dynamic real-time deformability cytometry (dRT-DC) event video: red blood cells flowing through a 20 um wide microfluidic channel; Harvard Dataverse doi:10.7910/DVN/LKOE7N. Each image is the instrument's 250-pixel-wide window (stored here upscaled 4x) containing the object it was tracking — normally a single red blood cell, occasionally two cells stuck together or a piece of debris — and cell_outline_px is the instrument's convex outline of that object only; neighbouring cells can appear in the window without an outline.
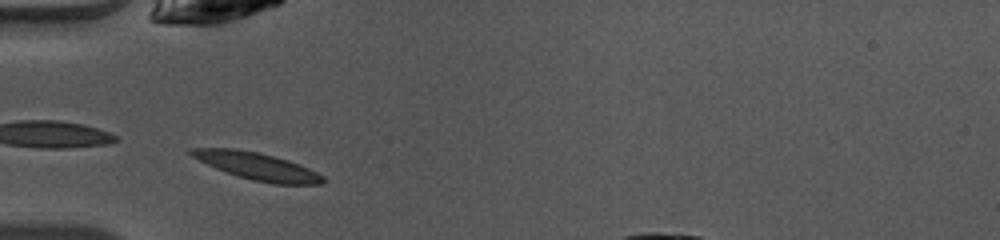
{"species": "common noctule bat (a hibernating species)", "species_latin": "Nyctalus noctula", "temperature_condition": "warm", "stored_images_in_passage": 30, "camera_frame_rate_fps": 3000, "um_per_image_px": 0.085, "animal": {"sex": "female", "body_mass_g": 10.0, "forearm_length_mm": 53.1}, "frame": {"image": 1, "passage_image": 2, "time_ms": 0.333, "image_size_px": [1000, 240], "cell_outline_px": [[324, 180], [320, 184], [276, 184], [252, 180], [216, 168], [192, 156], [188, 152], [188, 148], [232, 148], [260, 152], [288, 160], [308, 168], [324, 176]], "centroid_in_image_um": [21.86, 14.11], "position_along_channel_um": 63.1, "area_um2": 20.58}}
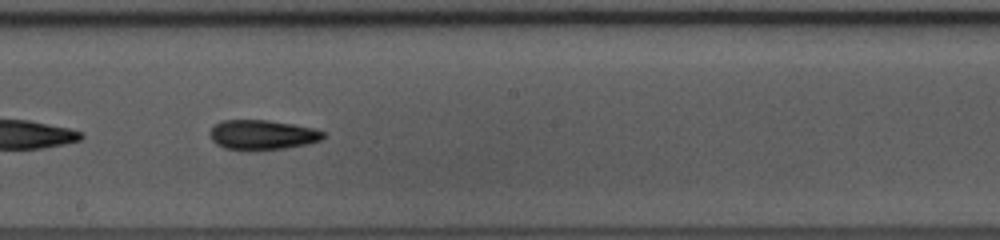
{"frame": {"image": 2, "passage_image": 14, "time_ms": 4.333, "image_size_px": [1000, 240], "cell_outline_px": [[324, 136], [320, 140], [308, 144], [288, 148], [256, 152], [248, 152], [224, 148], [216, 144], [212, 140], [208, 132], [216, 124], [224, 120], [268, 120], [292, 124], [312, 128], [324, 132]], "centroid_in_image_um": [22.26, 11.5], "position_along_channel_um": 225.9, "area_um2": 20.11}}
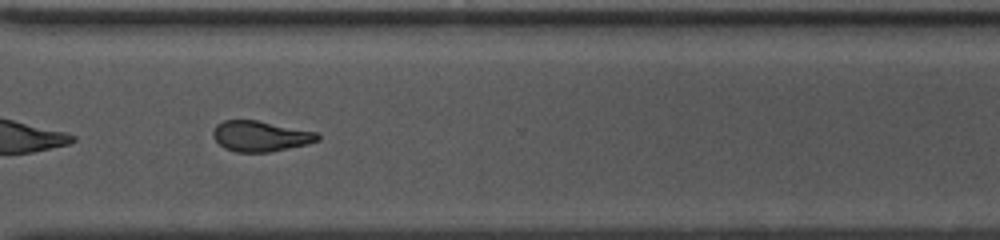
{"frame": {"image": 3, "passage_image": 23, "time_ms": 7.333, "image_size_px": [1000, 240], "cell_outline_px": [[320, 140], [308, 144], [268, 152], [236, 152], [224, 148], [212, 136], [212, 132], [216, 124], [224, 120], [256, 120], [316, 132], [320, 136]], "centroid_in_image_um": [22.12, 11.57], "position_along_channel_um": 348.5, "area_um2": 18.55}, "authors_computed_cell_mechanics": {"area_um2": 19.2763, "velocity_mm_per_s": 4.098, "shape_relaxation_time_tau1_ms": 5.31, "shape_relaxation_time_tau2_ms": 2.2389, "deformation_change_tau1": 0.1671, "deformation_change_tau2": 0.0958}}